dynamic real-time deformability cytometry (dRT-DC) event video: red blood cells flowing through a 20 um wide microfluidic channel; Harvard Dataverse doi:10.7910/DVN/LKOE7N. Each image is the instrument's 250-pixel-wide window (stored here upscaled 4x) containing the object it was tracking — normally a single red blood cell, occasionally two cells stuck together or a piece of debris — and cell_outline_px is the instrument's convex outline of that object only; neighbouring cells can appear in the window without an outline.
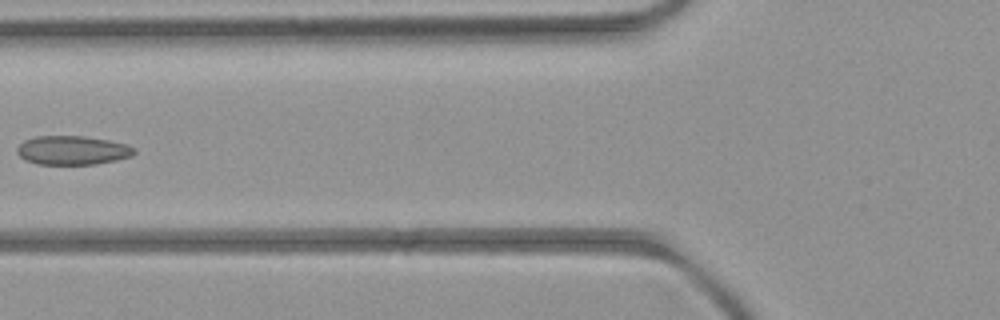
{"species": "common noctule bat (a hibernating species)", "species_latin": "Nyctalus noctula", "temperature_condition": "room temperature", "stored_images_in_passage": 7, "camera_frame_rate_fps": 3000, "um_per_image_px": 0.085, "animal": {"sex": "female", "body_mass_g": 21.9}, "frame": {"image": 1, "passage_image": 6, "time_ms": 6.0, "image_size_px": [1000, 320], "cell_outline_px": [[136, 152], [132, 156], [116, 160], [96, 164], [36, 164], [24, 160], [16, 152], [16, 148], [24, 140], [36, 136], [84, 136], [108, 140], [128, 144], [136, 148]], "centroid_in_image_um": [6.16, 12.77], "position_along_channel_um": 119.6, "area_um2": 19.94}}
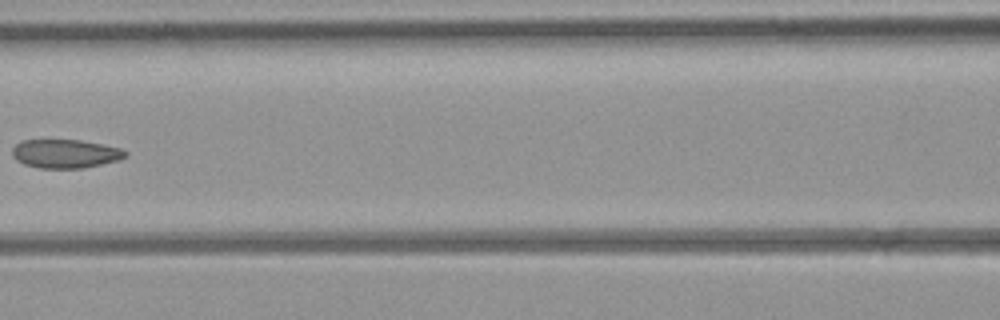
{"frame": {"image": 2, "passage_image": 7, "time_ms": 7.0, "image_size_px": [1000, 320], "cell_outline_px": [[128, 156], [120, 160], [84, 168], [40, 168], [24, 164], [16, 160], [12, 156], [12, 148], [20, 140], [80, 140], [120, 148], [128, 152]], "centroid_in_image_um": [5.55, 13.07], "position_along_channel_um": 161.0, "area_um2": 19.02}}